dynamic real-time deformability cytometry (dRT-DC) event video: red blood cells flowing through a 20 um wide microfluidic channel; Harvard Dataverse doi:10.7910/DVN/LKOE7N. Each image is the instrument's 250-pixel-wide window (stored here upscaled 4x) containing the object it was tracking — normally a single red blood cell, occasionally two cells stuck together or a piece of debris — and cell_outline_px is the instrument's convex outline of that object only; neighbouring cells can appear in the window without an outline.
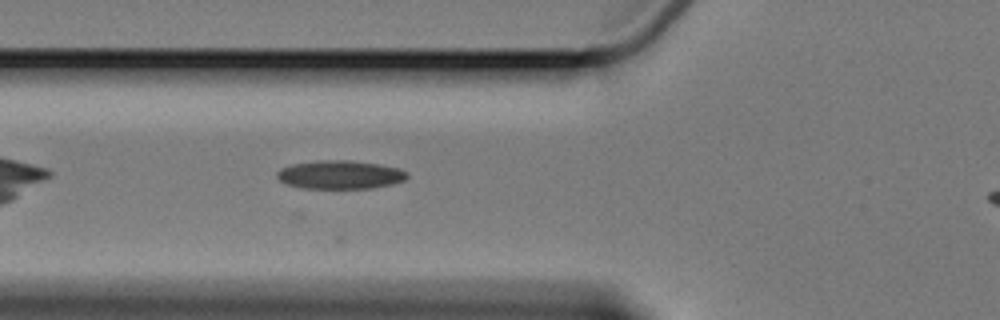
{"species": "Egyptian fruit bat (a non-hibernating species)", "species_latin": "Rousettus aegyptiacus", "temperature_condition": "cold", "stored_images_in_passage": 7, "camera_frame_rate_fps": 3000, "um_per_image_px": 0.085, "animal": {"sex": "female"}, "frame": {"image": 1, "passage_image": 7, "time_ms": 7.0, "image_size_px": [1000, 320], "cell_outline_px": [[408, 176], [404, 180], [392, 184], [372, 188], [300, 188], [288, 184], [280, 180], [276, 176], [276, 172], [280, 168], [292, 164], [316, 160], [352, 160], [380, 164], [400, 168], [408, 172]], "centroid_in_image_um": [28.91, 14.84], "position_along_channel_um": 96.9, "area_um2": 21.79}}